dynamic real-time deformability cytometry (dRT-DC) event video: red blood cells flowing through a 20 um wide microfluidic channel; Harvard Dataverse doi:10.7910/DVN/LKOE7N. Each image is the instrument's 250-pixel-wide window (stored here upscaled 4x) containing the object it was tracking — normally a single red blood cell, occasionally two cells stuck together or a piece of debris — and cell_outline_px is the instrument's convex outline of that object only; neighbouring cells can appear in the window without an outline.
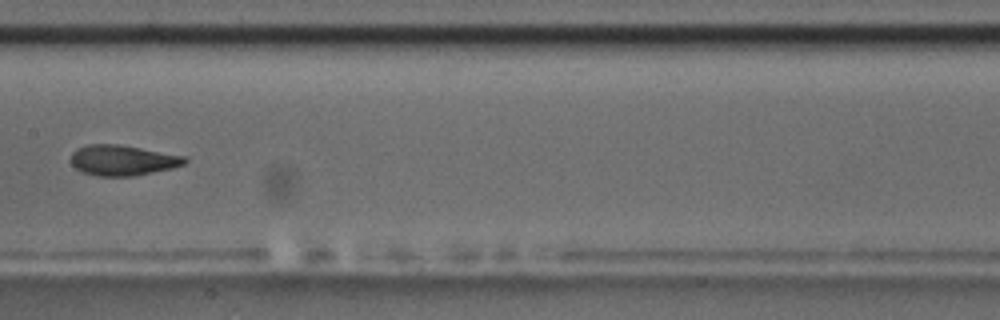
{"species": "common noctule bat (a hibernating species)", "species_latin": "Nyctalus noctula", "temperature_condition": "room temperature", "stored_images_in_passage": 10, "camera_frame_rate_fps": 3000, "um_per_image_px": 0.085, "animal": {"sex": "male", "body_mass_g": 17.5, "forearm_length_mm": 52.3}, "frame": {"image": 1, "passage_image": 7, "time_ms": 8.0, "image_size_px": [1000, 320], "cell_outline_px": [[188, 160], [184, 164], [172, 168], [132, 176], [96, 176], [80, 172], [72, 164], [72, 152], [76, 148], [88, 144], [120, 144], [184, 156]], "centroid_in_image_um": [10.39, 13.62], "position_along_channel_um": 197.0, "area_um2": 20.17}}